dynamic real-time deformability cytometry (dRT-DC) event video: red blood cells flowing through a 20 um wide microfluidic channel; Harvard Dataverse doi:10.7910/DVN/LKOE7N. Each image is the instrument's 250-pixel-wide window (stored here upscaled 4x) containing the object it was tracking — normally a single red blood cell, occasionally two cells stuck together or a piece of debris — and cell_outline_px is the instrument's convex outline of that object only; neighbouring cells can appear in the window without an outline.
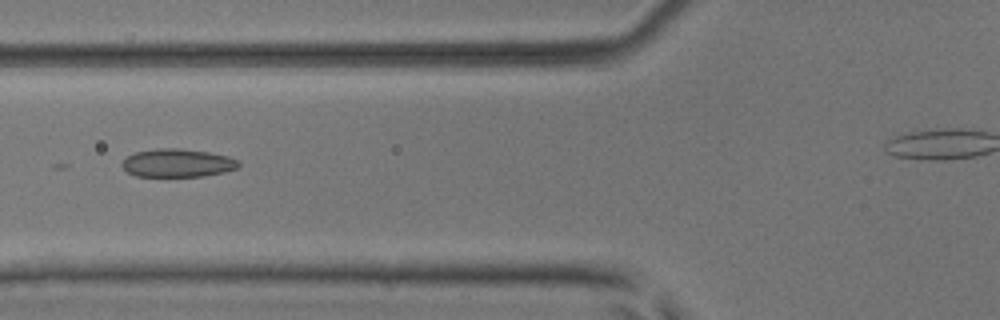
{"species": "common noctule bat (a hibernating species)", "species_latin": "Nyctalus noctula", "temperature_condition": "room temperature", "stored_images_in_passage": 6, "camera_frame_rate_fps": 3000, "um_per_image_px": 0.085, "animal": {"sex": "male", "body_mass_g": 17.9, "forearm_length_mm": 54.2}, "frame": {"image": 1, "passage_image": 5, "time_ms": 1.333, "image_size_px": [1000, 320], "cell_outline_px": [[240, 164], [236, 168], [224, 172], [204, 176], [136, 176], [128, 172], [120, 164], [128, 156], [136, 152], [160, 148], [180, 148], [208, 152], [228, 156], [236, 160]], "centroid_in_image_um": [15.08, 13.85], "position_along_channel_um": 110.7, "area_um2": 18.96}}
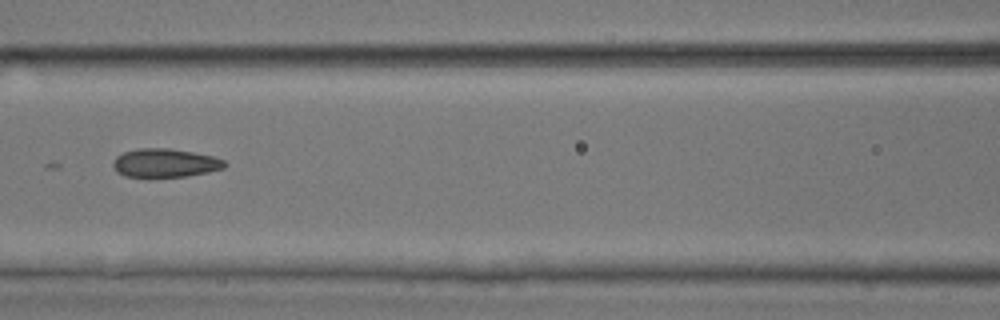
{"frame": {"image": 2, "passage_image": 6, "time_ms": 1.667, "image_size_px": [1000, 320], "cell_outline_px": [[228, 164], [224, 168], [208, 172], [188, 176], [148, 180], [124, 176], [116, 172], [112, 164], [112, 160], [116, 156], [124, 152], [136, 148], [172, 148], [212, 156], [224, 160]], "centroid_in_image_um": [13.97, 13.9], "position_along_channel_um": 152.6, "area_um2": 19.54}}